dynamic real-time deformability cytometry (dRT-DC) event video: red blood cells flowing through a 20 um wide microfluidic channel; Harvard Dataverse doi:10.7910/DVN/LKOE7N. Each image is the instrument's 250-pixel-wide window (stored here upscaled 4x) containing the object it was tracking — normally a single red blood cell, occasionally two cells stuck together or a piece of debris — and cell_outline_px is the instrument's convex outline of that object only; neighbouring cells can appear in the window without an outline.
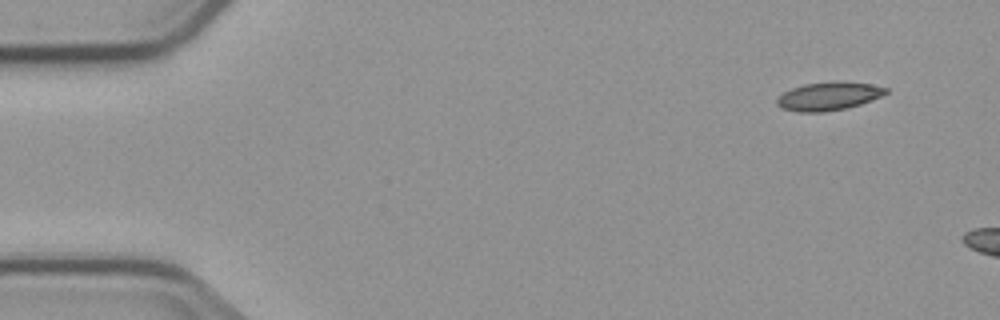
{"species": "common noctule bat (a hibernating species)", "species_latin": "Nyctalus noctula", "temperature_condition": "cold", "stored_images_in_passage": 3, "camera_frame_rate_fps": 3000, "um_per_image_px": 0.085, "animal": {"sex": "male", "body_mass_g": 23.1, "forearm_length_mm": 52.7}, "frame": {"image": 1, "passage_image": 1, "time_ms": 0.0, "image_size_px": [1000, 320], "cell_outline_px": [[888, 92], [872, 100], [848, 108], [824, 112], [796, 112], [780, 108], [776, 104], [776, 100], [784, 92], [792, 88], [804, 84], [836, 80], [872, 84], [888, 88]], "centroid_in_image_um": [70.43, 8.17], "position_along_channel_um": 14.6, "area_um2": 18.21}}